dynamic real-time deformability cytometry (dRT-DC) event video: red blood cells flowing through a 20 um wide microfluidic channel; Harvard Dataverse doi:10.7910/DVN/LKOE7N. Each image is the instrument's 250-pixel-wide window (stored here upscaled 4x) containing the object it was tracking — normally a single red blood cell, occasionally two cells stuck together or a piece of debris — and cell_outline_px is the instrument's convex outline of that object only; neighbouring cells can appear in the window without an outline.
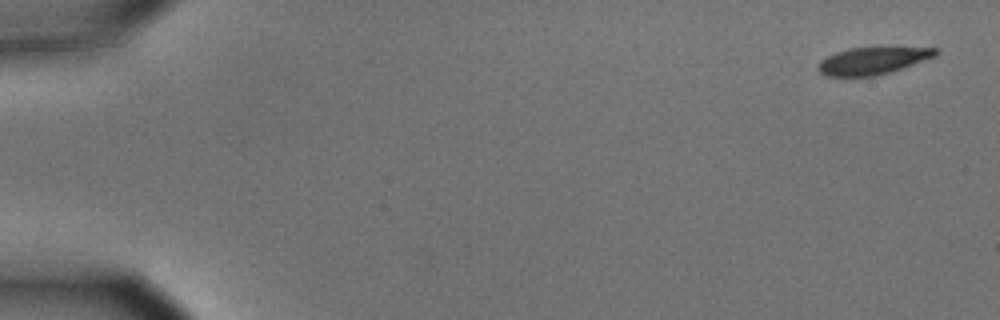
{"species": "common noctule bat (a hibernating species)", "species_latin": "Nyctalus noctula", "temperature_condition": "cold", "stored_images_in_passage": 5, "camera_frame_rate_fps": 3000, "um_per_image_px": 0.085, "animal": {"sex": "male", "body_mass_g": 15.6}, "frame": {"image": 1, "passage_image": 1, "time_ms": 0.0, "image_size_px": [1000, 320], "cell_outline_px": [[940, 52], [936, 56], [876, 76], [828, 76], [820, 72], [820, 60], [836, 52], [848, 48], [880, 44], [888, 44], [940, 48]], "centroid_in_image_um": [74.3, 5.07], "position_along_channel_um": 10.7, "area_um2": 19.54}}
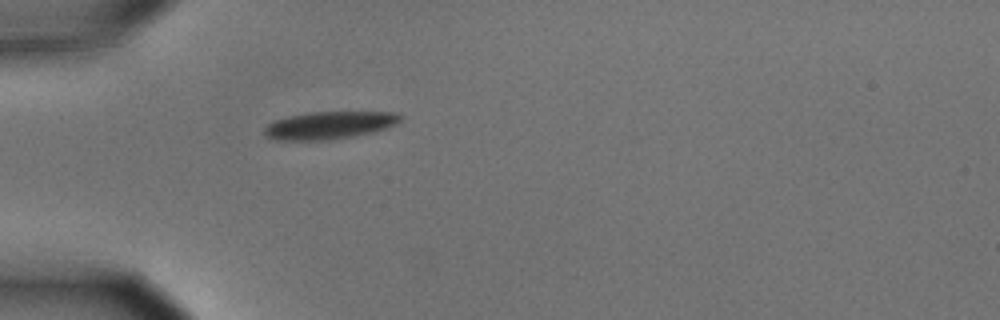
{"frame": {"image": 2, "passage_image": 5, "time_ms": 1.333, "image_size_px": [1000, 320], "cell_outline_px": [[400, 120], [384, 128], [368, 132], [328, 140], [276, 140], [268, 136], [264, 132], [264, 128], [272, 120], [288, 116], [308, 112], [392, 112], [400, 116]], "centroid_in_image_um": [27.87, 10.63], "position_along_channel_um": 57.1, "area_um2": 21.27}}